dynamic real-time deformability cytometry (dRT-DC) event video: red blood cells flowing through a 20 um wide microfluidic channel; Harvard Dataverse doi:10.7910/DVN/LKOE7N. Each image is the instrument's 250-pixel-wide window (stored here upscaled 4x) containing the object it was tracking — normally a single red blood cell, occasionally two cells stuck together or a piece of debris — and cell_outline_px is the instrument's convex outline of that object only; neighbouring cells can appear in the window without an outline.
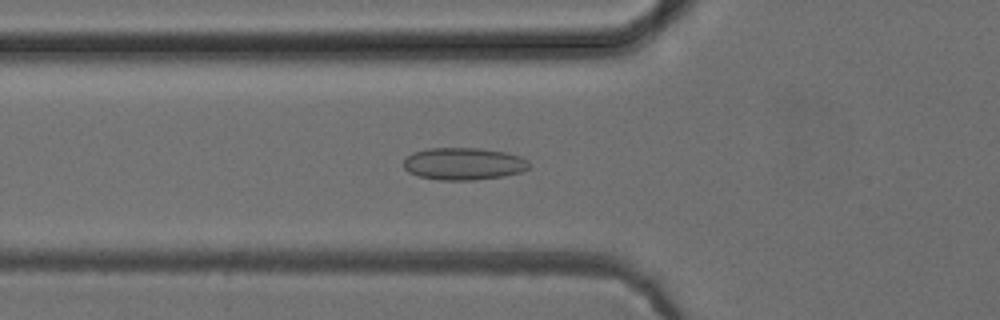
{"species": "common noctule bat (a hibernating species)", "species_latin": "Nyctalus noctula", "temperature_condition": "cold", "stored_images_in_passage": 48, "camera_frame_rate_fps": 3000, "um_per_image_px": 0.085, "animal": {"sex": "female", "body_mass_g": 24.6, "forearm_length_mm": 56.2}, "frame": {"image": 1, "passage_image": 18, "time_ms": 5.667, "image_size_px": [1000, 320], "cell_outline_px": [[532, 164], [528, 168], [520, 172], [500, 176], [472, 180], [440, 180], [420, 176], [408, 172], [404, 168], [404, 160], [412, 152], [428, 148], [476, 148], [504, 152], [520, 156], [528, 160]], "centroid_in_image_um": [39.4, 13.91], "position_along_channel_um": 86.4, "area_um2": 23.47}}
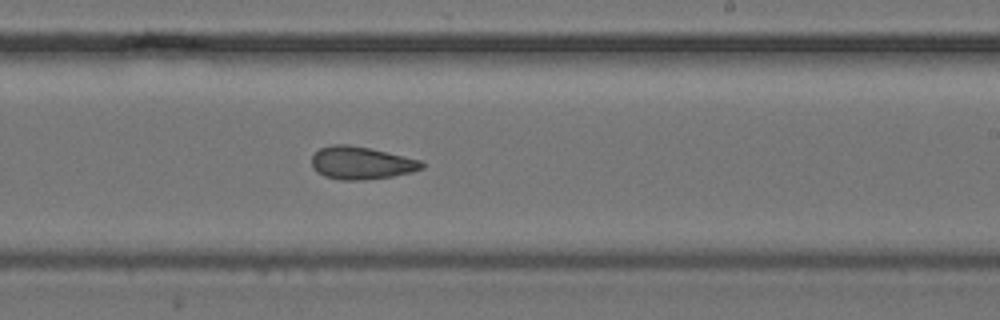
{"frame": {"image": 2, "passage_image": 31, "time_ms": 10.0, "image_size_px": [1000, 320], "cell_outline_px": [[424, 168], [412, 172], [392, 176], [360, 180], [340, 180], [324, 176], [316, 172], [312, 168], [312, 156], [320, 148], [332, 144], [348, 144], [368, 148], [420, 160], [424, 164]], "centroid_in_image_um": [30.67, 13.85], "position_along_channel_um": 258.3, "area_um2": 20.87}}
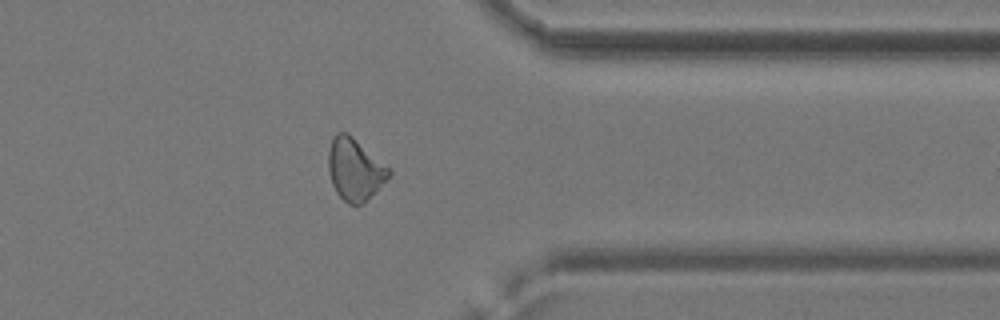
{"frame": {"image": 3, "passage_image": 41, "time_ms": 13.333, "image_size_px": [1000, 320], "cell_outline_px": [[392, 176], [364, 204], [348, 204], [336, 192], [332, 184], [328, 168], [328, 152], [332, 136], [336, 132], [348, 132], [388, 168], [392, 172]], "centroid_in_image_um": [30.16, 14.41], "position_along_channel_um": 381.2, "area_um2": 21.96}}